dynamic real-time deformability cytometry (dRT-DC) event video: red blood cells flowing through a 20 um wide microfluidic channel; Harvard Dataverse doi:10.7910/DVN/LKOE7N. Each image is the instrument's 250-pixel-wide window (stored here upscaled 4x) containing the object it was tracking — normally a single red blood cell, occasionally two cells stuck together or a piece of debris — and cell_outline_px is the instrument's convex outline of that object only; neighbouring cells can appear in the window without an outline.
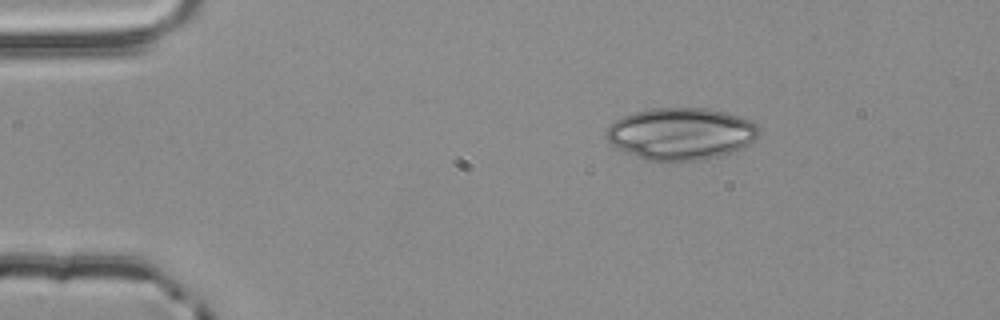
{"species": "common noctule bat (a hibernating species)", "species_latin": "Nyctalus noctula", "temperature_condition": "room temperature", "stored_images_in_passage": 2, "camera_frame_rate_fps": 3000, "um_per_image_px": 0.085, "animal": {"sex": "male", "body_mass_g": 20.4}, "frame": {"image": 1, "passage_image": 1, "time_ms": 0.0, "image_size_px": [1000, 320], "cell_outline_px": [[760, 132], [748, 144], [740, 148], [720, 156], [704, 160], [660, 164], [644, 160], [612, 144], [608, 140], [604, 132], [616, 120], [624, 116], [636, 112], [652, 108], [708, 108], [724, 112], [752, 120], [760, 128]], "centroid_in_image_um": [57.88, 11.4], "position_along_channel_um": 27.1, "area_um2": 46.64}}